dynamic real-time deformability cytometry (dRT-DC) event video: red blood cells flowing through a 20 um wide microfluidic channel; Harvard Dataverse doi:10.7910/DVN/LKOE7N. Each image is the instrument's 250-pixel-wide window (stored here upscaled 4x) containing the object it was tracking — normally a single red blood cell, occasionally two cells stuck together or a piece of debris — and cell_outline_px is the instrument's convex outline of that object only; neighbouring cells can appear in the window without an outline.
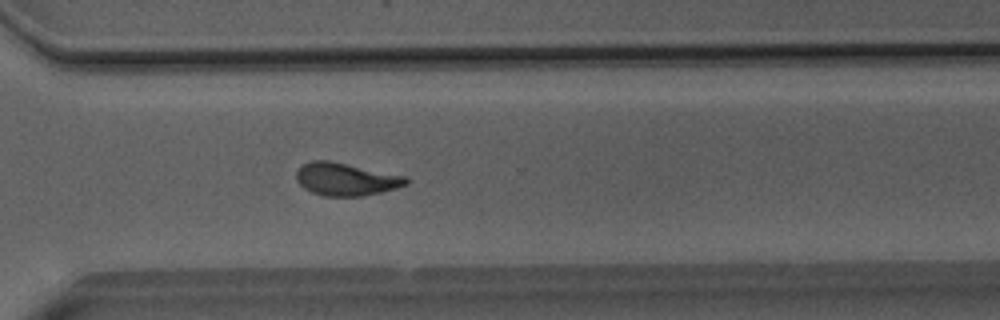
{"species": "Egyptian fruit bat (a non-hibernating species)", "species_latin": "Rousettus aegyptiacus", "temperature_condition": "room temperature", "stored_images_in_passage": 52, "camera_frame_rate_fps": 3000, "um_per_image_px": 0.085, "animal": {"sex": "male"}, "frame": {"image": 1, "passage_image": 38, "time_ms": 12.333, "image_size_px": [1000, 320], "cell_outline_px": [[408, 184], [396, 188], [380, 192], [360, 196], [324, 196], [312, 192], [304, 188], [296, 180], [296, 172], [304, 164], [312, 160], [328, 160], [408, 176]], "centroid_in_image_um": [29.42, 15.23], "position_along_channel_um": 341.2, "area_um2": 20.87}}
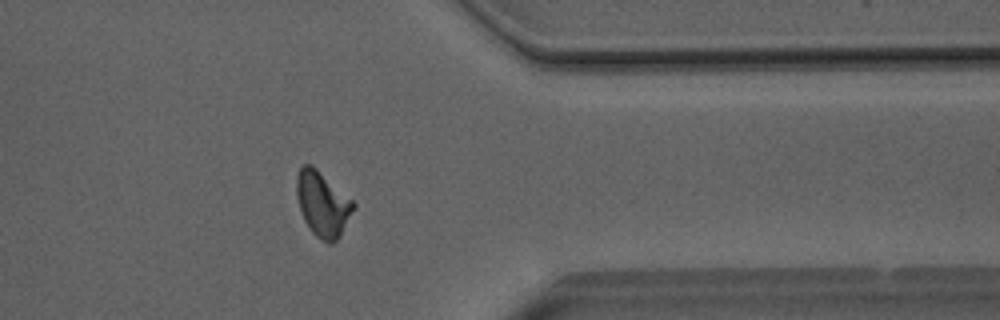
{"frame": {"image": 2, "passage_image": 42, "time_ms": 13.667, "image_size_px": [1000, 320], "cell_outline_px": [[356, 208], [340, 236], [332, 244], [328, 244], [320, 240], [312, 232], [304, 220], [300, 212], [296, 196], [296, 176], [300, 168], [304, 164], [312, 164], [352, 200], [356, 204]], "centroid_in_image_um": [27.42, 17.36], "position_along_channel_um": 384.0, "area_um2": 21.73}}
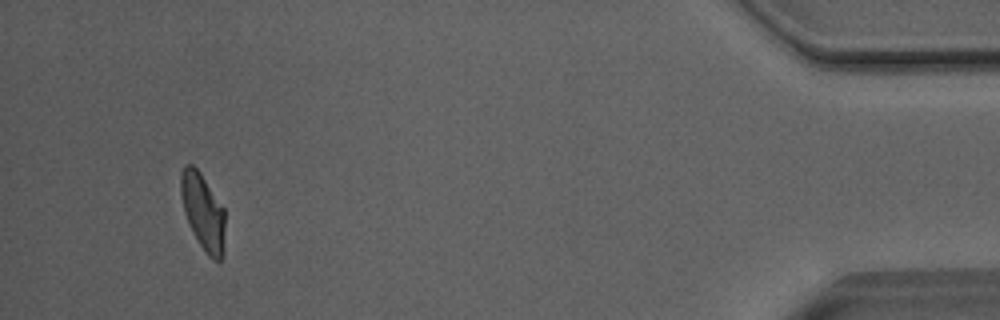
{"frame": {"image": 3, "passage_image": 49, "time_ms": 16.0, "image_size_px": [1000, 320], "cell_outline_px": [[224, 228], [220, 260], [212, 260], [208, 256], [200, 244], [188, 224], [184, 212], [180, 196], [180, 172], [184, 164], [192, 164], [200, 172], [224, 208]], "centroid_in_image_um": [17.2, 17.92], "position_along_channel_um": 418.0, "area_um2": 19.48}, "authors_computed_cell_mechanics": {"area_um2": 20.808, "velocity_mm_per_s": 4.0436, "shape_relaxation_time_tau1_ms": 5.5237, "shape_relaxation_time_tau2_ms": 1.7996, "deformation_change_tau1": 0.1764, "deformation_change_tau2": 0.085}}